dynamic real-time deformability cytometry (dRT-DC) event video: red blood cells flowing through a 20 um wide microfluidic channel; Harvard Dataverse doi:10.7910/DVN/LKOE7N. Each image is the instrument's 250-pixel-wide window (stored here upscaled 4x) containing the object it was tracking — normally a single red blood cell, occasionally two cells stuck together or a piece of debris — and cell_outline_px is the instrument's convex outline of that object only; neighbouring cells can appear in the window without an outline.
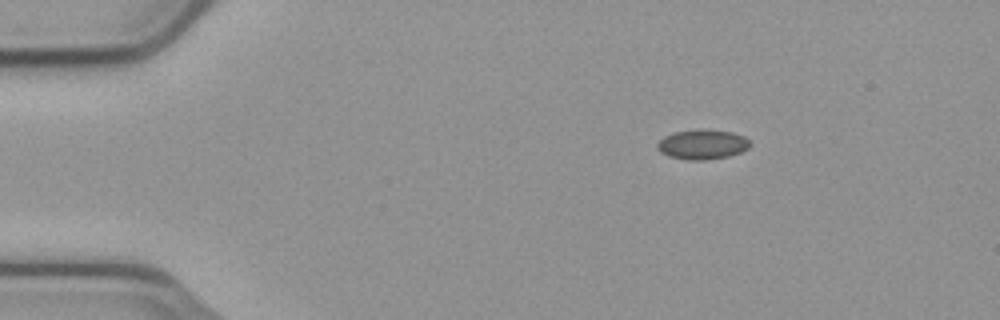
{"species": "common noctule bat (a hibernating species)", "species_latin": "Nyctalus noctula", "temperature_condition": "cold", "stored_images_in_passage": 47, "camera_frame_rate_fps": 3000, "um_per_image_px": 0.085, "animal": {"sex": "male", "body_mass_g": 23.1, "forearm_length_mm": 52.7}, "frame": {"image": 1, "passage_image": 1, "time_ms": 0.0, "image_size_px": [1000, 320], "cell_outline_px": [[748, 148], [740, 152], [728, 156], [704, 160], [688, 160], [668, 156], [660, 152], [656, 148], [656, 144], [664, 136], [676, 132], [732, 132], [744, 136], [748, 140]], "centroid_in_image_um": [59.66, 12.33], "position_along_channel_um": 25.3, "area_um2": 15.26}}
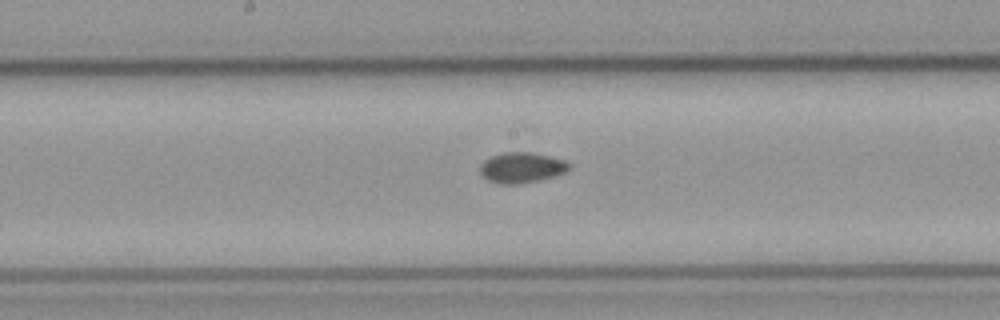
{"frame": {"image": 2, "passage_image": 21, "time_ms": 6.667, "image_size_px": [1000, 320], "cell_outline_px": [[572, 168], [568, 172], [536, 180], [516, 184], [500, 184], [488, 180], [480, 172], [480, 164], [484, 160], [500, 152], [532, 152], [564, 160], [572, 164]], "centroid_in_image_um": [44.35, 14.23], "position_along_channel_um": 203.8, "area_um2": 15.84}}
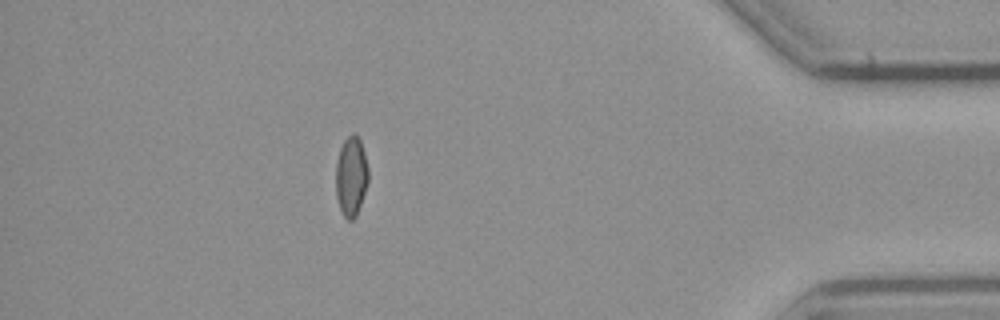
{"frame": {"image": 3, "passage_image": 41, "time_ms": 13.333, "image_size_px": [1000, 320], "cell_outline_px": [[368, 180], [356, 216], [352, 220], [348, 220], [344, 216], [340, 208], [336, 196], [336, 164], [340, 148], [344, 140], [352, 132], [360, 140], [364, 152], [368, 168]], "centroid_in_image_um": [29.84, 14.97], "position_along_channel_um": 405.4, "area_um2": 14.85}, "authors_computed_cell_mechanics": {"area_um2": 15.317, "velocity_mm_per_s": 3.7446, "shape_relaxation_time_tau1_ms": null, "shape_relaxation_time_tau2_ms": 6.9462, "deformation_change_tau1": null, "deformation_change_tau2": 0.0931}}